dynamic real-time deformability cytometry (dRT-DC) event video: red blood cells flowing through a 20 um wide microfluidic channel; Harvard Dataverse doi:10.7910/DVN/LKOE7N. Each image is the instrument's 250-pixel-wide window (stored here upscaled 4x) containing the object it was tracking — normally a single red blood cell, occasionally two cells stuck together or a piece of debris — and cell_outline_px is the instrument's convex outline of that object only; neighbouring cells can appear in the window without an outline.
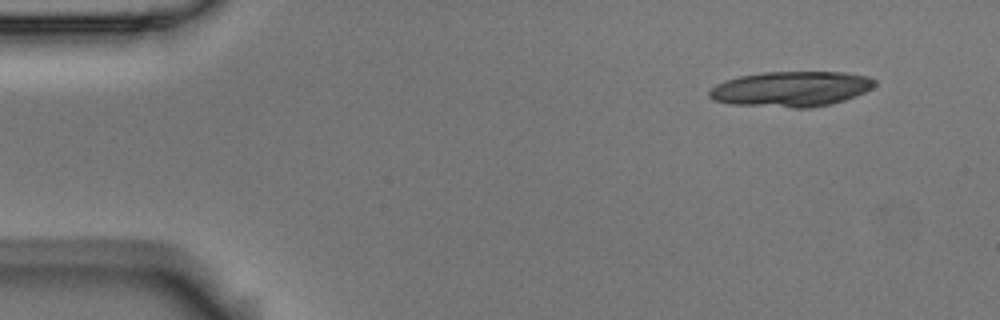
{"species": "Egyptian fruit bat (a non-hibernating species)", "species_latin": "Rousettus aegyptiacus", "temperature_condition": "room temperature", "stored_images_in_passage": 5, "segment_of_instrument_passage": [1, 2], "camera_frame_rate_fps": 3000, "um_per_image_px": 0.085, "animal": {"sex": "male"}, "frame": {"image": 1, "passage_image": 1, "time_ms": 0.0, "image_size_px": [1000, 320], "cell_outline_px": [[876, 84], [872, 88], [864, 92], [844, 100], [832, 104], [812, 108], [792, 108], [732, 104], [712, 100], [708, 96], [708, 92], [716, 84], [724, 80], [740, 76], [764, 72], [844, 72], [868, 76], [876, 80]], "centroid_in_image_um": [67.24, 7.57], "position_along_channel_um": 17.8, "area_um2": 34.22}}